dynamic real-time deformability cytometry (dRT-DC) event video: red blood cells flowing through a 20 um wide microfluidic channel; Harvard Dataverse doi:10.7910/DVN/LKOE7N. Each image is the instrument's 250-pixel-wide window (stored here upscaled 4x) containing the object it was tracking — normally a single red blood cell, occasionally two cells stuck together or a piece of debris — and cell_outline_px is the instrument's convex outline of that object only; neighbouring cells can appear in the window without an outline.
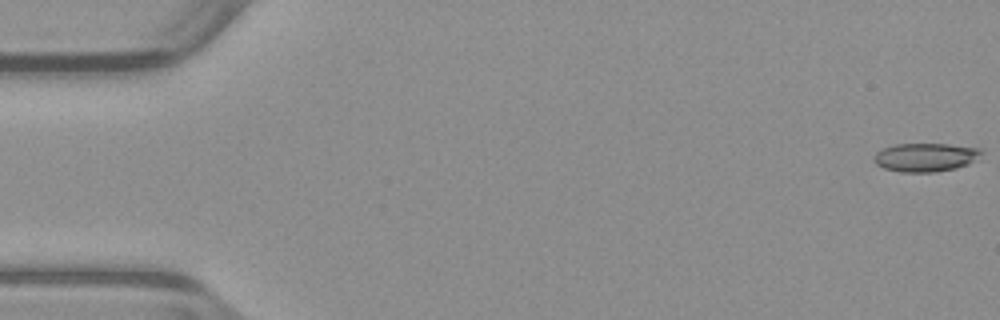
{"species": "common noctule bat (a hibernating species)", "species_latin": "Nyctalus noctula", "temperature_condition": "warm", "stored_images_in_passage": 54, "camera_frame_rate_fps": 3000, "um_per_image_px": 0.085, "animal": {"sex": "male", "body_mass_g": 23.1, "forearm_length_mm": 52.7}, "frame": {"image": 1, "passage_image": 1, "time_ms": 0.0, "image_size_px": [1000, 320], "cell_outline_px": [[984, 152], [980, 160], [956, 168], [936, 172], [900, 172], [884, 168], [876, 164], [872, 160], [872, 156], [876, 152], [884, 148], [896, 144], [948, 144], [984, 148]], "centroid_in_image_um": [78.73, 13.37], "position_along_channel_um": 6.3, "area_um2": 18.32}}
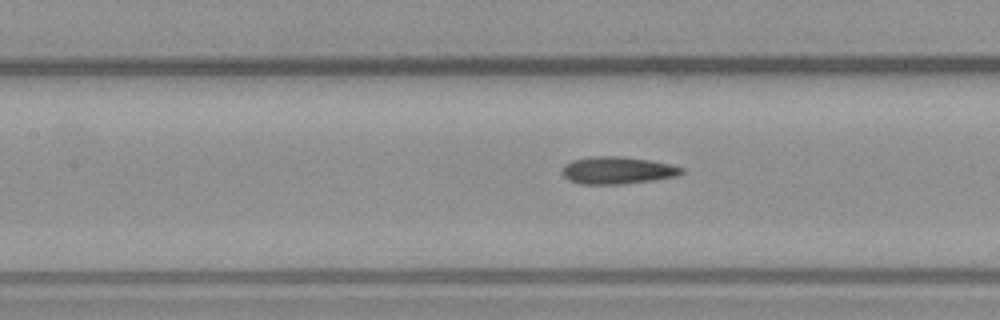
{"frame": {"image": 2, "passage_image": 24, "time_ms": 7.667, "image_size_px": [1000, 320], "cell_outline_px": [[684, 172], [676, 176], [652, 180], [620, 184], [580, 184], [568, 180], [560, 172], [564, 164], [572, 160], [588, 156], [624, 156], [652, 160], [672, 164], [684, 168]], "centroid_in_image_um": [52.45, 14.46], "position_along_channel_um": 154.9, "area_um2": 19.31}}
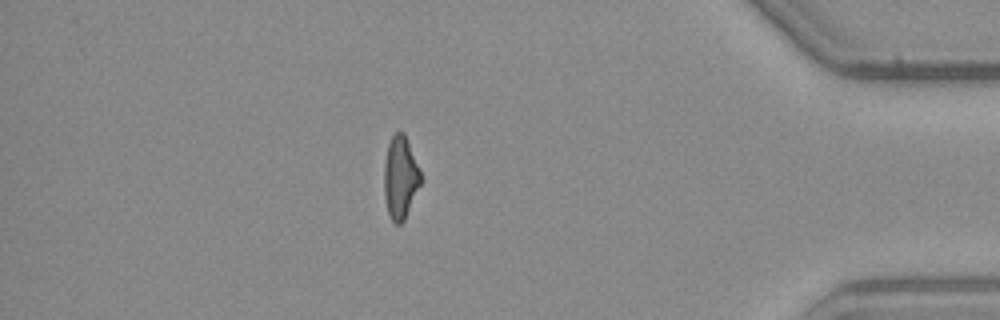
{"frame": {"image": 3, "passage_image": 46, "time_ms": 15.0, "image_size_px": [1000, 320], "cell_outline_px": [[424, 180], [404, 220], [400, 224], [396, 224], [392, 220], [388, 212], [384, 196], [384, 164], [388, 144], [392, 136], [396, 132], [404, 132], [420, 168]], "centroid_in_image_um": [34.06, 15.09], "position_along_channel_um": 401.1, "area_um2": 17.98}, "authors_computed_cell_mechanics": {"area_um2": 18.496, "velocity_mm_per_s": 3.9547, "shape_relaxation_time_tau1_ms": null, "shape_relaxation_time_tau2_ms": 4.0771, "deformation_change_tau1": null, "deformation_change_tau2": 0.1476}}